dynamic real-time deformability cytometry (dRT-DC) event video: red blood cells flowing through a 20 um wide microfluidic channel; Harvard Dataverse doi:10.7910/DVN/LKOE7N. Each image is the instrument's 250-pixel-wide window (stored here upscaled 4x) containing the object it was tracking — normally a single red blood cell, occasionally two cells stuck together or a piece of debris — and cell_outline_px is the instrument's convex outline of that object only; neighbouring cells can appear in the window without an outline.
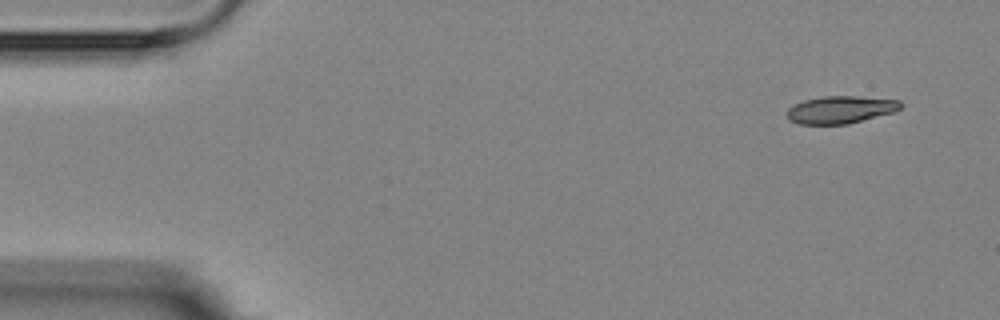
{"species": "Egyptian fruit bat (a non-hibernating species)", "species_latin": "Rousettus aegyptiacus", "temperature_condition": "room temperature", "stored_images_in_passage": 6, "camera_frame_rate_fps": 3000, "um_per_image_px": 0.085, "animal": {"sex": "female"}, "frame": {"image": 1, "passage_image": 1, "time_ms": 0.0, "image_size_px": [1000, 320], "cell_outline_px": [[904, 104], [900, 108], [892, 112], [848, 124], [800, 124], [788, 120], [788, 108], [804, 100], [824, 96], [856, 96], [900, 100]], "centroid_in_image_um": [71.45, 9.32], "position_along_channel_um": 13.5, "area_um2": 18.03}}
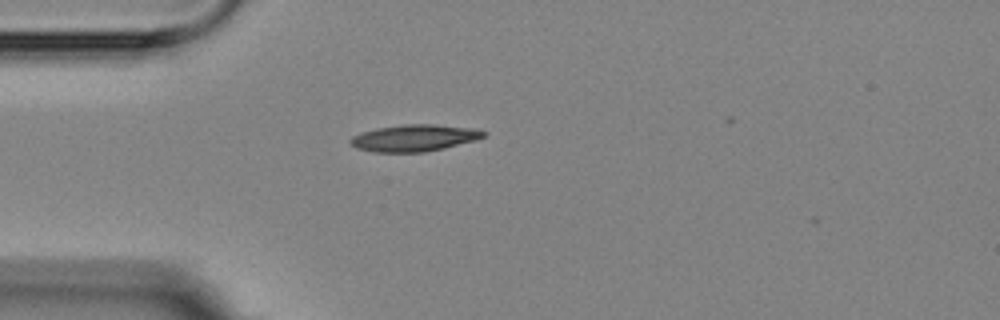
{"frame": {"image": 2, "passage_image": 4, "time_ms": 3.667, "image_size_px": [1000, 320], "cell_outline_px": [[488, 132], [484, 136], [476, 140], [444, 148], [424, 152], [376, 152], [356, 148], [348, 144], [348, 140], [352, 136], [360, 132], [376, 128], [404, 124], [432, 124], [472, 128]], "centroid_in_image_um": [35.16, 11.72], "position_along_channel_um": 49.8, "area_um2": 20.87}}
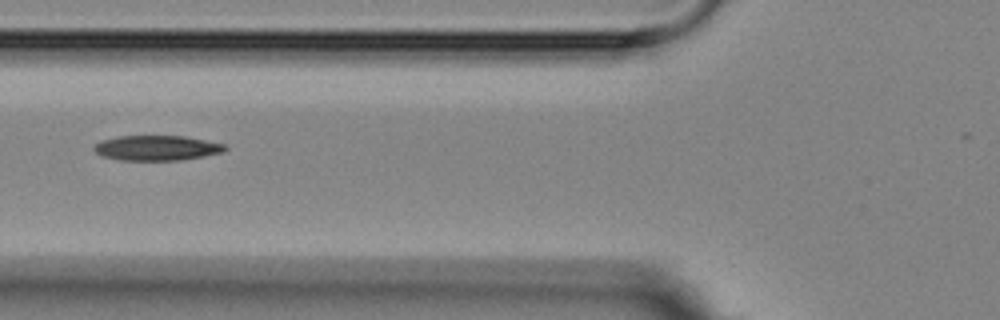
{"frame": {"image": 3, "passage_image": 6, "time_ms": 5.667, "image_size_px": [1000, 320], "cell_outline_px": [[228, 148], [224, 152], [204, 156], [180, 160], [120, 160], [104, 156], [96, 152], [92, 148], [100, 140], [116, 136], [184, 136], [224, 144]], "centroid_in_image_um": [13.32, 12.57], "position_along_channel_um": 112.5, "area_um2": 19.07}}